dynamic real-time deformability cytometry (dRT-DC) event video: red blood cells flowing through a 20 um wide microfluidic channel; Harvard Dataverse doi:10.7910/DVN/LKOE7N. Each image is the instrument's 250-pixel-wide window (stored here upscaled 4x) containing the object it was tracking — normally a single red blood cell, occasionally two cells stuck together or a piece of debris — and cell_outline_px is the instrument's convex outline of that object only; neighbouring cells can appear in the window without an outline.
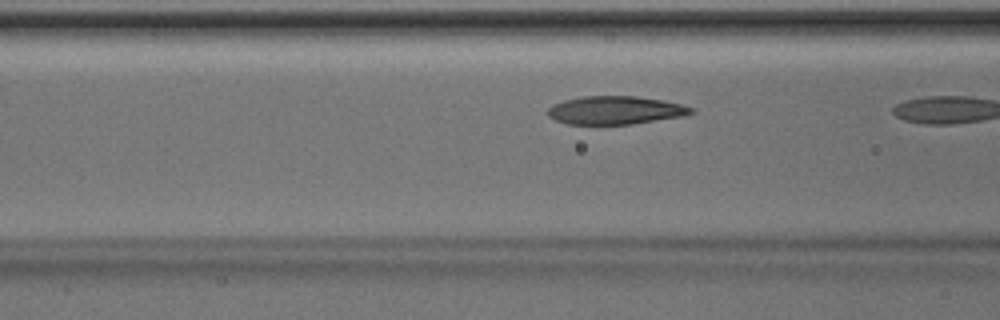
{"species": "Egyptian fruit bat (a non-hibernating species)", "species_latin": "Rousettus aegyptiacus", "temperature_condition": "room temperature", "stored_images_in_passage": 11, "camera_frame_rate_fps": 3000, "um_per_image_px": 0.085, "animal": {"sex": "male"}, "frame": {"image": 1, "passage_image": 10, "time_ms": 3.0, "image_size_px": [1000, 320], "cell_outline_px": [[696, 112], [684, 116], [632, 124], [568, 124], [556, 120], [548, 116], [548, 108], [552, 104], [564, 100], [584, 96], [636, 96], [660, 100], [680, 104], [696, 108]], "centroid_in_image_um": [52.32, 9.37], "position_along_channel_um": 114.3, "area_um2": 23.58}}